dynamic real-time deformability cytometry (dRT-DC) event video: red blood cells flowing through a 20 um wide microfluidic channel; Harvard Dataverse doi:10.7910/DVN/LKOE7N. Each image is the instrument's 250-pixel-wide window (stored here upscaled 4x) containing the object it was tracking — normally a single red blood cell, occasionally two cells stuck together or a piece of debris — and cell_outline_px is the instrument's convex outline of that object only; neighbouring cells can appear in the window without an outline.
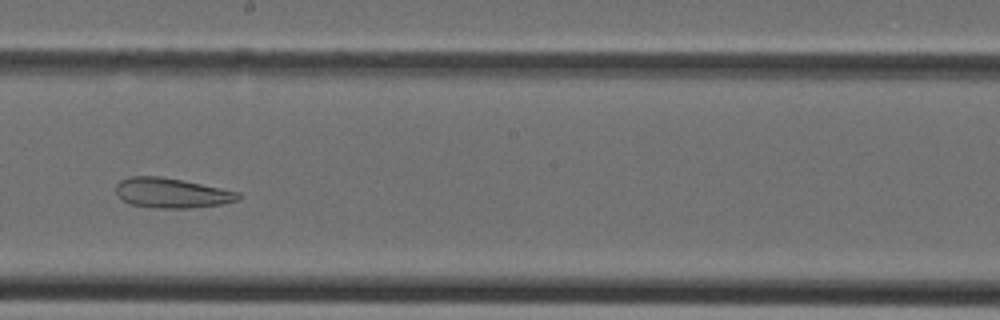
{"species": "Egyptian fruit bat (a non-hibernating species)", "species_latin": "Rousettus aegyptiacus", "temperature_condition": "cold", "stored_images_in_passage": 35, "camera_frame_rate_fps": 3000, "um_per_image_px": 0.085, "animal": {"sex": "female"}, "frame": {"image": 1, "passage_image": 18, "time_ms": 5.667, "image_size_px": [1000, 320], "cell_outline_px": [[240, 200], [224, 204], [188, 208], [156, 208], [128, 204], [120, 200], [116, 192], [116, 184], [120, 180], [128, 176], [160, 176], [240, 192]], "centroid_in_image_um": [14.55, 16.41], "position_along_channel_um": 233.6, "area_um2": 21.44}}
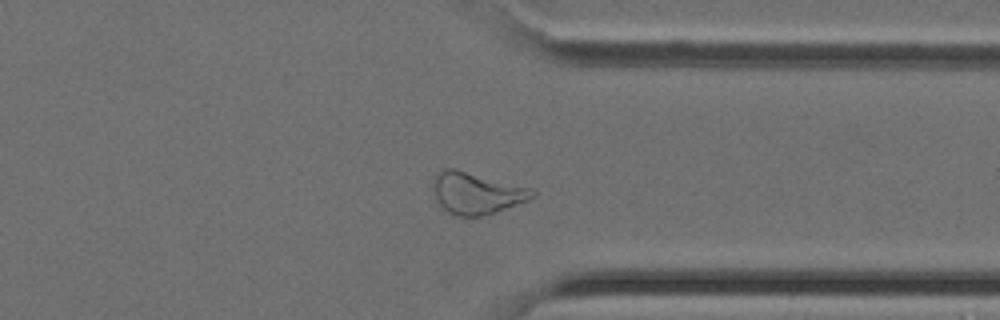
{"frame": {"image": 2, "passage_image": 26, "time_ms": 8.333, "image_size_px": [1000, 320], "cell_outline_px": [[536, 196], [528, 200], [480, 216], [456, 216], [448, 212], [436, 200], [432, 188], [432, 184], [436, 176], [444, 168], [452, 168], [532, 188], [536, 192]], "centroid_in_image_um": [40.49, 16.41], "position_along_channel_um": 370.9, "area_um2": 23.64}}
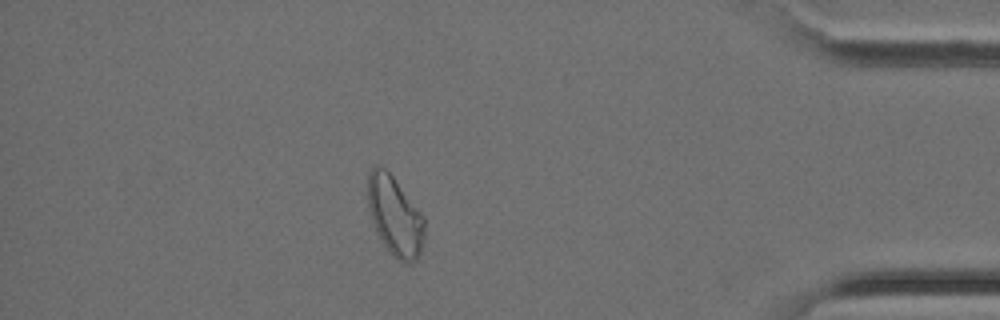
{"frame": {"image": 3, "passage_image": 30, "time_ms": 9.667, "image_size_px": [1000, 320], "cell_outline_px": [[424, 240], [420, 252], [416, 260], [412, 264], [404, 264], [396, 260], [384, 244], [372, 220], [368, 208], [368, 172], [372, 164], [376, 164], [384, 168], [392, 176], [424, 216]], "centroid_in_image_um": [33.57, 18.37], "position_along_channel_um": 401.6, "area_um2": 26.18}}